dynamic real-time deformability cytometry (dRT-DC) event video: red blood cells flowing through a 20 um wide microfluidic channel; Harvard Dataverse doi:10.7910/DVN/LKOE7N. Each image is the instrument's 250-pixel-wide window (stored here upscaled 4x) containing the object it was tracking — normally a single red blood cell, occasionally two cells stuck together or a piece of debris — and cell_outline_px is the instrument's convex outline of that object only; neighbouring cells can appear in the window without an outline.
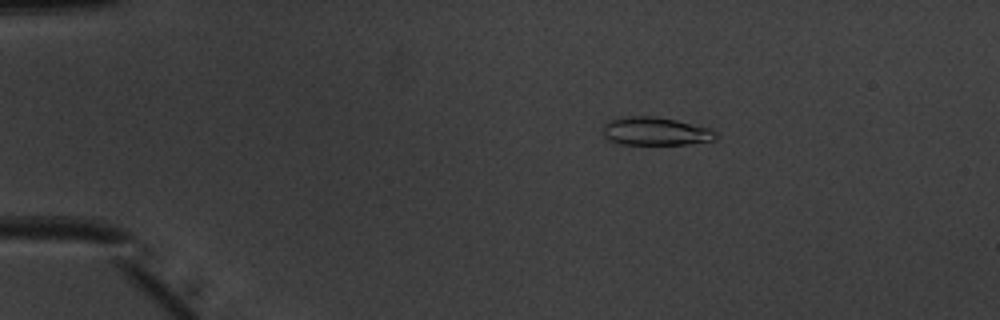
{"species": "common noctule bat (a hibernating species)", "species_latin": "Nyctalus noctula", "temperature_condition": "warm", "stored_images_in_passage": 43, "camera_frame_rate_fps": 3000, "um_per_image_px": 0.085, "animal": {"sex": "male", "body_mass_g": 20.1, "forearm_length_mm": 53.5}, "frame": {"image": 1, "passage_image": 2, "time_ms": 0.333, "image_size_px": [1000, 320], "cell_outline_px": [[720, 136], [716, 140], [688, 144], [616, 144], [608, 140], [604, 136], [600, 128], [608, 120], [628, 116], [656, 116], [676, 120], [708, 128], [716, 132]], "centroid_in_image_um": [55.68, 11.16], "position_along_channel_um": 29.3, "area_um2": 18.84}}
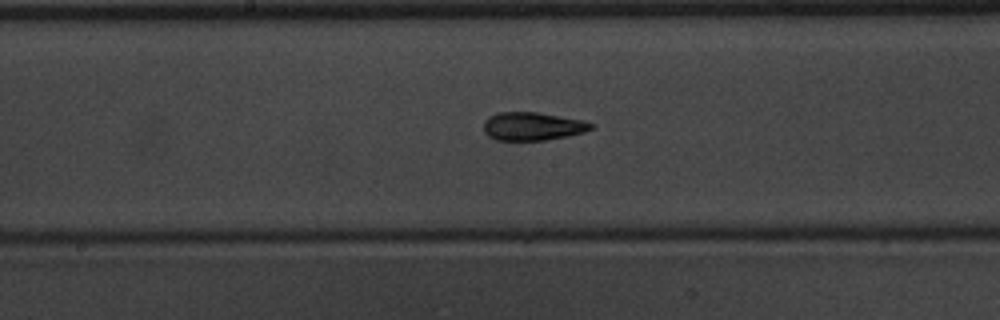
{"frame": {"image": 2, "passage_image": 20, "time_ms": 6.333, "image_size_px": [1000, 320], "cell_outline_px": [[596, 124], [592, 128], [584, 132], [568, 136], [544, 140], [496, 140], [488, 136], [484, 132], [484, 120], [488, 116], [496, 112], [536, 112], [584, 120]], "centroid_in_image_um": [45.26, 10.73], "position_along_channel_um": 202.9, "area_um2": 17.8}}
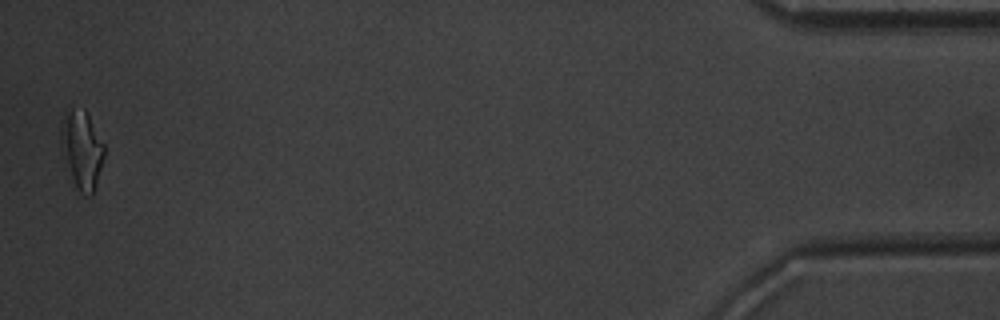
{"frame": {"image": 3, "passage_image": 43, "time_ms": 14.0, "image_size_px": [1000, 320], "cell_outline_px": [[104, 156], [96, 184], [92, 196], [84, 196], [76, 188], [64, 168], [60, 140], [60, 128], [72, 108], [84, 108], [88, 112], [104, 144]], "centroid_in_image_um": [6.94, 12.78], "position_along_channel_um": 428.3, "area_um2": 20.06}, "authors_computed_cell_mechanics": {"area_um2": 17.8602, "velocity_mm_per_s": 4.0181, "shape_relaxation_time_tau1_ms": 3.6583, "shape_relaxation_time_tau2_ms": 1.5529, "deformation_change_tau1": 0.1633, "deformation_change_tau2": 0.0839}}